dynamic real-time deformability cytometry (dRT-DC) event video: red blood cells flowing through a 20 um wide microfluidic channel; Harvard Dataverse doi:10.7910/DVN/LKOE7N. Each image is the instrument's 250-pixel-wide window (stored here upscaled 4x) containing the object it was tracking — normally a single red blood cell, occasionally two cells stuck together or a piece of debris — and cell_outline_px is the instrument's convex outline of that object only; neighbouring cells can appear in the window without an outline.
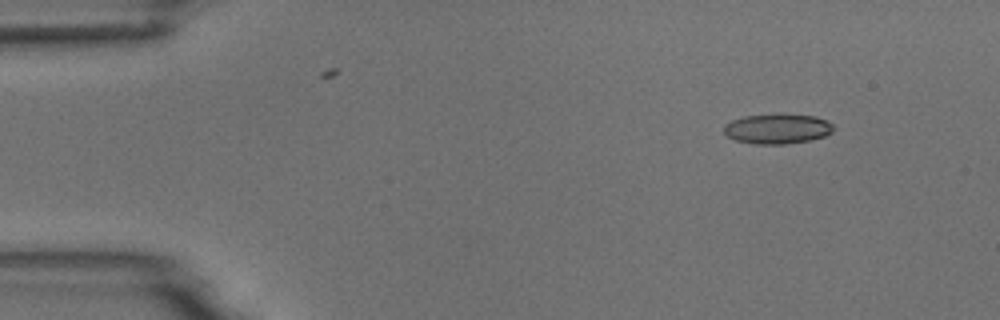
{"species": "common noctule bat (a hibernating species)", "species_latin": "Nyctalus noctula", "temperature_condition": "room temperature", "stored_images_in_passage": 7, "camera_frame_rate_fps": 3000, "um_per_image_px": 0.085, "animal": {"sex": "male", "body_mass_g": 18.8}, "frame": {"image": 1, "passage_image": 2, "time_ms": 1.0, "image_size_px": [1000, 320], "cell_outline_px": [[836, 128], [832, 132], [824, 136], [808, 140], [784, 144], [752, 144], [736, 140], [728, 136], [724, 132], [724, 124], [732, 120], [744, 116], [784, 112], [816, 116], [828, 120]], "centroid_in_image_um": [66.1, 10.91], "position_along_channel_um": 18.9, "area_um2": 19.65}}
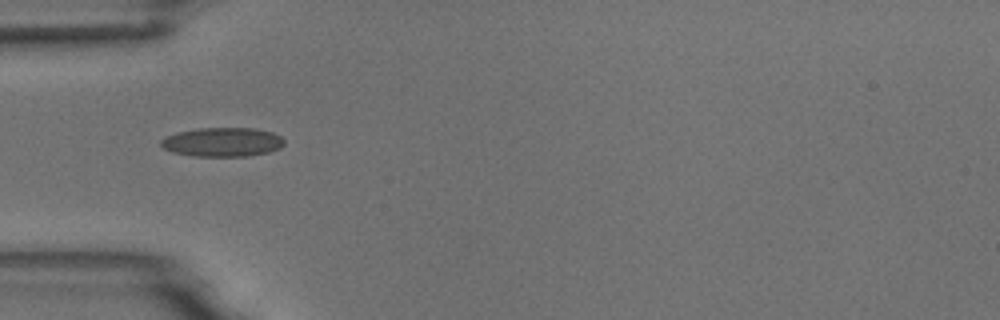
{"frame": {"image": 2, "passage_image": 5, "time_ms": 4.667, "image_size_px": [1000, 320], "cell_outline_px": [[284, 144], [280, 148], [268, 152], [248, 156], [192, 156], [172, 152], [164, 148], [160, 144], [160, 140], [164, 136], [176, 132], [196, 128], [252, 128], [272, 132], [280, 136], [284, 140]], "centroid_in_image_um": [18.87, 12.07], "position_along_channel_um": 66.1, "area_um2": 21.04}}